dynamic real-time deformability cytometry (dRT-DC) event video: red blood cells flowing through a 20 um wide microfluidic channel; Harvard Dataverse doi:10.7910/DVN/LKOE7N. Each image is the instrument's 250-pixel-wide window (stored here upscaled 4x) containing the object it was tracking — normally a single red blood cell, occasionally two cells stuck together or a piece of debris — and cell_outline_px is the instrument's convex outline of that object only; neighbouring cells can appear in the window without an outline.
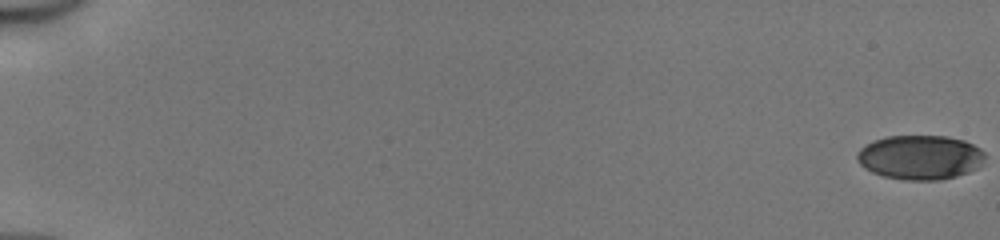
{"species": "human", "species_latin": "Homo sapiens", "temperature_condition": "cold", "stored_images_in_passage": 52, "camera_frame_rate_fps": 3000, "um_per_image_px": 0.085, "donor": {"sex": "male"}, "frame": {"image": 1, "passage_image": 1, "time_ms": 0.0, "image_size_px": [1000, 240], "cell_outline_px": [[984, 160], [976, 168], [968, 172], [956, 176], [940, 180], [904, 180], [884, 176], [872, 172], [864, 168], [856, 160], [856, 156], [860, 148], [876, 140], [888, 136], [948, 136], [964, 140], [980, 148], [984, 152]], "centroid_in_image_um": [78.21, 13.37], "position_along_channel_um": 6.8, "area_um2": 33.0}}
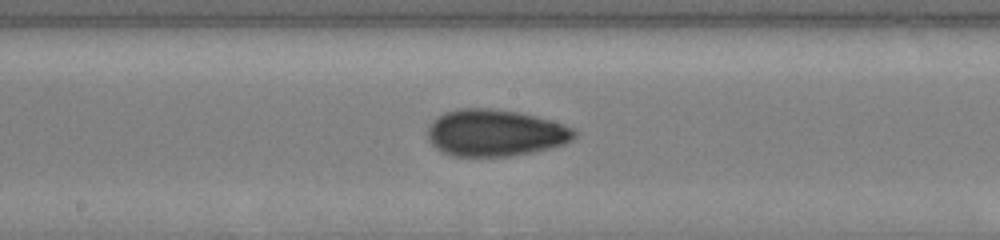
{"frame": {"image": 2, "passage_image": 30, "time_ms": 9.667, "image_size_px": [1000, 240], "cell_outline_px": [[576, 136], [572, 140], [564, 144], [532, 152], [508, 156], [452, 156], [440, 152], [428, 140], [428, 128], [432, 120], [444, 112], [460, 108], [488, 108], [520, 112], [552, 120], [564, 124], [572, 128], [576, 132]], "centroid_in_image_um": [42.07, 11.29], "position_along_channel_um": 206.1, "area_um2": 40.17}}
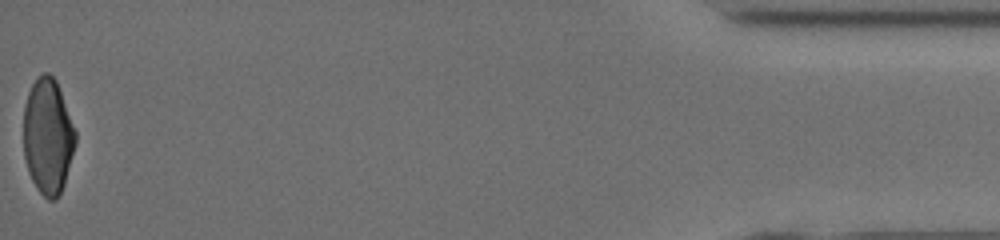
{"frame": {"image": 3, "passage_image": 52, "time_ms": 17.0, "image_size_px": [1000, 240], "cell_outline_px": [[76, 144], [64, 184], [60, 192], [52, 200], [48, 200], [36, 188], [28, 172], [24, 156], [24, 108], [28, 92], [36, 76], [44, 72], [48, 72], [56, 80], [76, 132]], "centroid_in_image_um": [4.06, 11.57], "position_along_channel_um": 431.1, "area_um2": 34.91}, "authors_computed_cell_mechanics": {"area_um2": 36.3562, "velocity_mm_per_s": 4.1866, "shape_relaxation_time_tau1_ms": 4.0384, "shape_relaxation_time_tau2_ms": 1.7999, "deformation_change_tau1": 0.1351, "deformation_change_tau2": 0.0587}}